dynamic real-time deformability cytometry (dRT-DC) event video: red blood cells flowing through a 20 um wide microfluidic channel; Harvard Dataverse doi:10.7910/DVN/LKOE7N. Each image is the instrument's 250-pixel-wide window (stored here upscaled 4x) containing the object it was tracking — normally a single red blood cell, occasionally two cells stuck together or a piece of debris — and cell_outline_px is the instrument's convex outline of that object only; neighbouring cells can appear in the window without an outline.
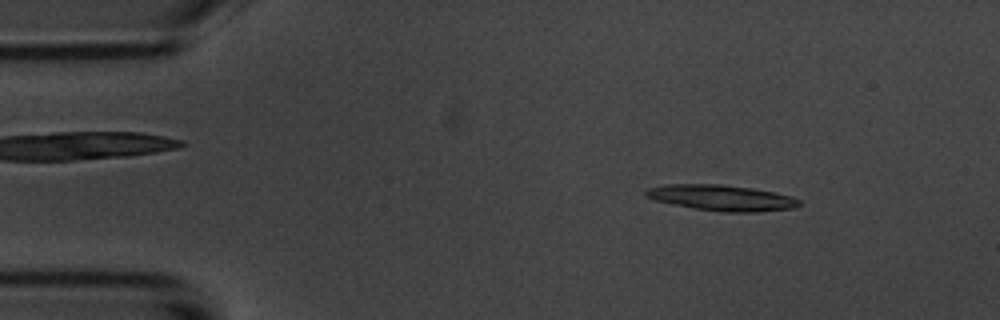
{"species": "common noctule bat (a hibernating species)", "species_latin": "Nyctalus noctula", "temperature_condition": "room temperature", "stored_images_in_passage": 4, "camera_frame_rate_fps": 3000, "um_per_image_px": 0.085, "animal": {"sex": "male", "body_mass_g": 20.1, "forearm_length_mm": 53.5}, "frame": {"image": 1, "passage_image": 2, "time_ms": 1.0, "image_size_px": [1000, 320], "cell_outline_px": [[800, 204], [792, 208], [756, 212], [724, 212], [696, 208], [656, 200], [648, 196], [644, 192], [648, 188], [664, 184], [724, 184], [752, 188], [776, 192], [792, 196], [800, 200]], "centroid_in_image_um": [61.39, 16.8], "position_along_channel_um": 23.6, "area_um2": 22.83}}